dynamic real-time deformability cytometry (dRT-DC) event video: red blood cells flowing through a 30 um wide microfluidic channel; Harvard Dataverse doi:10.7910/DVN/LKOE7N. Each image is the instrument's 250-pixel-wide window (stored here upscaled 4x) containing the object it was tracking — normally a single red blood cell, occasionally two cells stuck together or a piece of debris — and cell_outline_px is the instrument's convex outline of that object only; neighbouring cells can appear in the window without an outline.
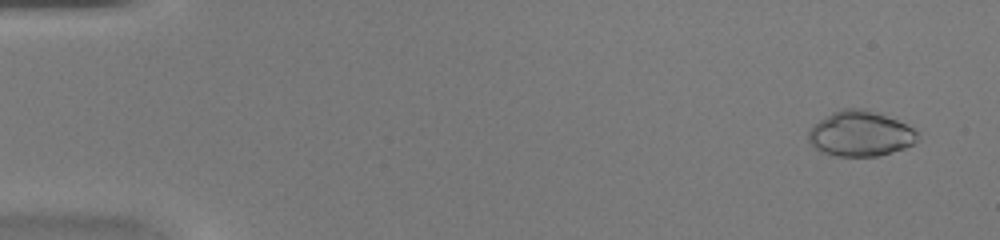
{"species": "common noctule bat (a hibernating species)", "species_latin": "Nyctalus noctula", "temperature_condition": "warm", "stored_images_in_passage": 46, "camera_frame_rate_fps": 3000, "um_per_image_px": 0.085, "animal": {"sex": "female", "body_mass_g": 20.0, "forearm_length_mm": 54.0}, "frame": {"image": 1, "passage_image": 3, "time_ms": 0.667, "image_size_px": [1000, 240], "cell_outline_px": [[916, 140], [912, 144], [904, 148], [880, 156], [836, 156], [820, 152], [808, 140], [808, 132], [812, 124], [832, 112], [840, 108], [864, 108], [896, 120], [912, 128], [916, 132]], "centroid_in_image_um": [73.06, 11.36], "position_along_channel_um": 11.9, "area_um2": 28.67}}
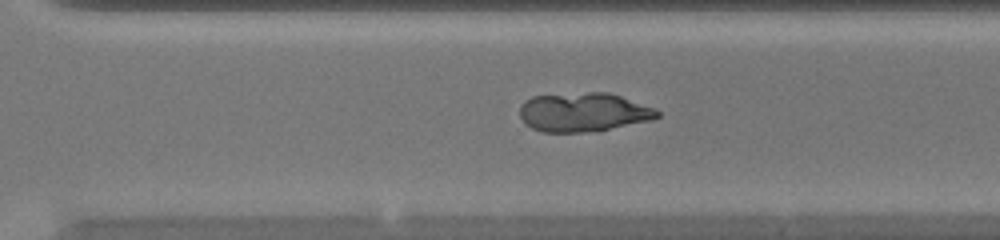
{"frame": {"image": 2, "passage_image": 33, "time_ms": 10.667, "image_size_px": [1000, 240], "cell_outline_px": [[660, 116], [652, 120], [600, 132], [540, 132], [524, 124], [520, 116], [520, 104], [524, 100], [532, 96], [588, 92], [608, 92], [656, 108], [660, 112]], "centroid_in_image_um": [49.61, 9.55], "position_along_channel_um": 321.0, "area_um2": 31.85}}
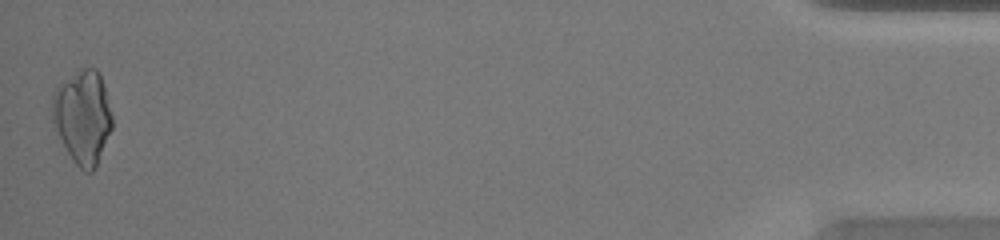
{"frame": {"image": 3, "passage_image": 46, "time_ms": 15.0, "image_size_px": [1000, 240], "cell_outline_px": [[112, 128], [96, 164], [92, 172], [84, 172], [72, 160], [52, 120], [52, 96], [56, 88], [60, 84], [80, 68], [96, 68], [100, 76], [104, 88], [112, 116]], "centroid_in_image_um": [7.02, 9.92], "position_along_channel_um": 428.2, "area_um2": 31.96}}